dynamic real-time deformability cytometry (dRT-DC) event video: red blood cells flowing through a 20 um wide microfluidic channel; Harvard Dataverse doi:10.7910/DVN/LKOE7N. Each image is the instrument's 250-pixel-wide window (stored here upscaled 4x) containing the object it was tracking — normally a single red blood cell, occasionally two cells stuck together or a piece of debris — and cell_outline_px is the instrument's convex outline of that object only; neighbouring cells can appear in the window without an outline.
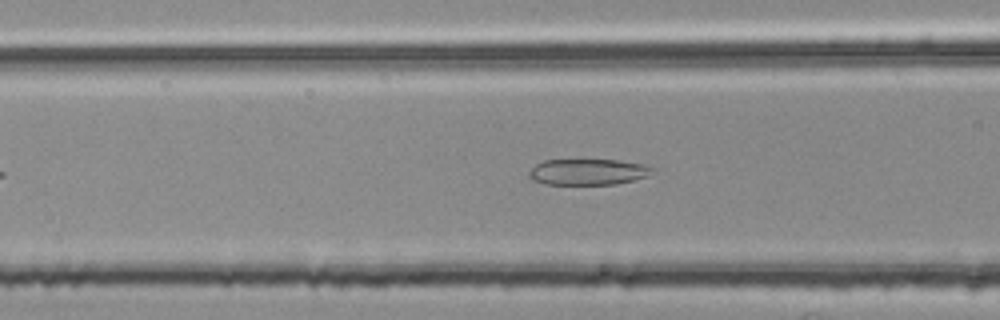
{"species": "common noctule bat (a hibernating species)", "species_latin": "Nyctalus noctula", "temperature_condition": "room temperature", "stored_images_in_passage": 43, "camera_frame_rate_fps": 3000, "um_per_image_px": 0.085, "animal": {"sex": "female", "body_mass_g": 25.1}, "frame": {"image": 1, "passage_image": 13, "time_ms": 4.0, "image_size_px": [1000, 320], "cell_outline_px": [[656, 172], [648, 176], [616, 184], [544, 184], [532, 180], [528, 176], [528, 172], [536, 164], [544, 160], [616, 160], [644, 164], [656, 168]], "centroid_in_image_um": [50.01, 14.61], "position_along_channel_um": 116.6, "area_um2": 18.84}}
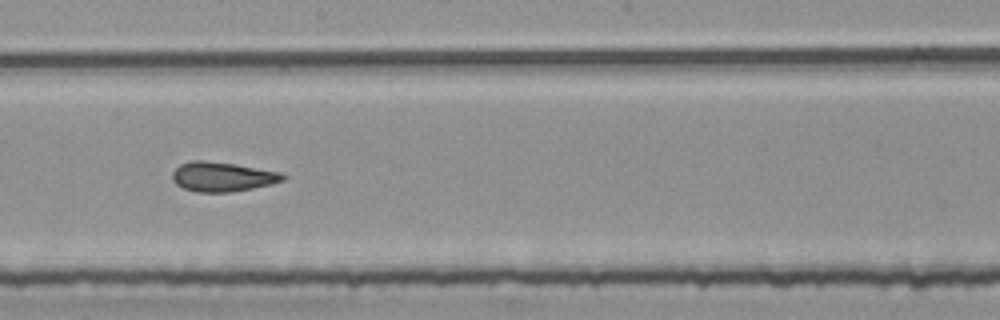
{"frame": {"image": 2, "passage_image": 22, "time_ms": 7.0, "image_size_px": [1000, 320], "cell_outline_px": [[288, 176], [284, 180], [272, 184], [252, 188], [228, 192], [196, 192], [184, 188], [176, 184], [172, 180], [172, 172], [180, 164], [192, 160], [204, 160], [236, 164], [280, 172]], "centroid_in_image_um": [18.9, 15.01], "position_along_channel_um": 229.3, "area_um2": 19.07}}
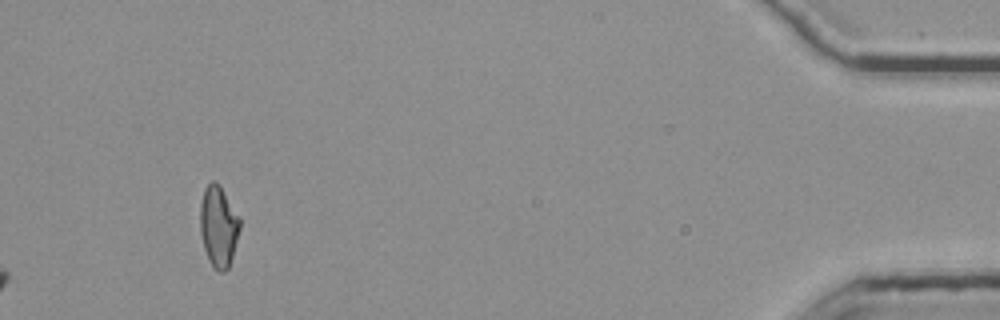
{"frame": {"image": 3, "passage_image": 43, "time_ms": 14.0, "image_size_px": [1000, 320], "cell_outline_px": [[240, 228], [232, 256], [228, 268], [224, 272], [220, 272], [212, 268], [208, 260], [204, 248], [200, 232], [200, 204], [204, 188], [212, 180], [220, 184], [240, 220]], "centroid_in_image_um": [18.55, 19.25], "position_along_channel_um": 416.7, "area_um2": 18.73}, "authors_computed_cell_mechanics": {"area_um2": 18.8428, "velocity_mm_per_s": 3.7545, "shape_relaxation_time_tau1_ms": null, "shape_relaxation_time_tau2_ms": 2.2378, "deformation_change_tau1": null, "deformation_change_tau2": 0.1137}}